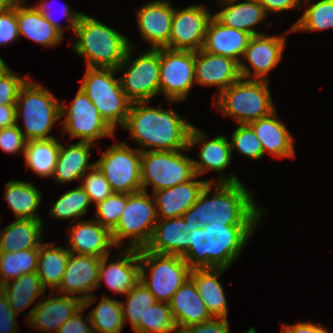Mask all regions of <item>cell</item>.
<instances>
[{
    "instance_id": "6da1fadb",
    "label": "cell",
    "mask_w": 333,
    "mask_h": 333,
    "mask_svg": "<svg viewBox=\"0 0 333 333\" xmlns=\"http://www.w3.org/2000/svg\"><path fill=\"white\" fill-rule=\"evenodd\" d=\"M260 222H212L188 233L182 256L191 270L229 268L240 256Z\"/></svg>"
},
{
    "instance_id": "7a4b0ae2",
    "label": "cell",
    "mask_w": 333,
    "mask_h": 333,
    "mask_svg": "<svg viewBox=\"0 0 333 333\" xmlns=\"http://www.w3.org/2000/svg\"><path fill=\"white\" fill-rule=\"evenodd\" d=\"M253 195L254 191H248L241 181L214 183V186L213 183H208L198 200L182 217L190 226L196 228L204 227L213 221L260 222L265 210L258 207Z\"/></svg>"
},
{
    "instance_id": "3957f363",
    "label": "cell",
    "mask_w": 333,
    "mask_h": 333,
    "mask_svg": "<svg viewBox=\"0 0 333 333\" xmlns=\"http://www.w3.org/2000/svg\"><path fill=\"white\" fill-rule=\"evenodd\" d=\"M148 102L131 103L122 128L134 141L148 149L140 151H179L188 148L192 125L172 108L146 106Z\"/></svg>"
},
{
    "instance_id": "277c9868",
    "label": "cell",
    "mask_w": 333,
    "mask_h": 333,
    "mask_svg": "<svg viewBox=\"0 0 333 333\" xmlns=\"http://www.w3.org/2000/svg\"><path fill=\"white\" fill-rule=\"evenodd\" d=\"M74 33L71 48L85 57L88 68L117 69L131 47L126 36L85 13L80 15Z\"/></svg>"
},
{
    "instance_id": "5b68a950",
    "label": "cell",
    "mask_w": 333,
    "mask_h": 333,
    "mask_svg": "<svg viewBox=\"0 0 333 333\" xmlns=\"http://www.w3.org/2000/svg\"><path fill=\"white\" fill-rule=\"evenodd\" d=\"M61 103L43 84L27 80L21 87L16 101V124L23 119L20 128L27 141L50 139L48 135L61 119Z\"/></svg>"
},
{
    "instance_id": "8992f818",
    "label": "cell",
    "mask_w": 333,
    "mask_h": 333,
    "mask_svg": "<svg viewBox=\"0 0 333 333\" xmlns=\"http://www.w3.org/2000/svg\"><path fill=\"white\" fill-rule=\"evenodd\" d=\"M269 88L268 81L241 77L215 96L213 103L218 112L231 116L238 125L249 124L276 110Z\"/></svg>"
},
{
    "instance_id": "52a82bcc",
    "label": "cell",
    "mask_w": 333,
    "mask_h": 333,
    "mask_svg": "<svg viewBox=\"0 0 333 333\" xmlns=\"http://www.w3.org/2000/svg\"><path fill=\"white\" fill-rule=\"evenodd\" d=\"M80 87L98 109L100 116L115 131L123 126L131 106L122 90L117 69L86 68Z\"/></svg>"
},
{
    "instance_id": "ba28073f",
    "label": "cell",
    "mask_w": 333,
    "mask_h": 333,
    "mask_svg": "<svg viewBox=\"0 0 333 333\" xmlns=\"http://www.w3.org/2000/svg\"><path fill=\"white\" fill-rule=\"evenodd\" d=\"M140 281L156 301L169 303L175 292L190 278L191 269L182 256L157 254L139 249ZM150 271L149 274H146Z\"/></svg>"
},
{
    "instance_id": "9c48e42d",
    "label": "cell",
    "mask_w": 333,
    "mask_h": 333,
    "mask_svg": "<svg viewBox=\"0 0 333 333\" xmlns=\"http://www.w3.org/2000/svg\"><path fill=\"white\" fill-rule=\"evenodd\" d=\"M157 221L155 202L148 191L127 194L125 209L118 224L111 231L116 248L121 249L126 238H130L128 248H145L151 240Z\"/></svg>"
},
{
    "instance_id": "30bf717a",
    "label": "cell",
    "mask_w": 333,
    "mask_h": 333,
    "mask_svg": "<svg viewBox=\"0 0 333 333\" xmlns=\"http://www.w3.org/2000/svg\"><path fill=\"white\" fill-rule=\"evenodd\" d=\"M183 151V152H182ZM179 151H141L142 190L152 192L185 183L195 176L192 158Z\"/></svg>"
},
{
    "instance_id": "8fae6325",
    "label": "cell",
    "mask_w": 333,
    "mask_h": 333,
    "mask_svg": "<svg viewBox=\"0 0 333 333\" xmlns=\"http://www.w3.org/2000/svg\"><path fill=\"white\" fill-rule=\"evenodd\" d=\"M134 44L128 49L125 60L118 66L121 87L127 99L131 102H149L154 96L160 94V48L148 47L133 61ZM128 66V68H127ZM124 68H127L124 72Z\"/></svg>"
},
{
    "instance_id": "7c38bea8",
    "label": "cell",
    "mask_w": 333,
    "mask_h": 333,
    "mask_svg": "<svg viewBox=\"0 0 333 333\" xmlns=\"http://www.w3.org/2000/svg\"><path fill=\"white\" fill-rule=\"evenodd\" d=\"M130 148L126 141L112 144L101 152L95 165L116 193L131 194L142 190L141 151Z\"/></svg>"
},
{
    "instance_id": "4fadbf2b",
    "label": "cell",
    "mask_w": 333,
    "mask_h": 333,
    "mask_svg": "<svg viewBox=\"0 0 333 333\" xmlns=\"http://www.w3.org/2000/svg\"><path fill=\"white\" fill-rule=\"evenodd\" d=\"M62 129L71 139L80 138V142L96 145V141L103 137H113L115 131L100 116L98 109L80 87L70 105L61 104Z\"/></svg>"
},
{
    "instance_id": "5bb4252c",
    "label": "cell",
    "mask_w": 333,
    "mask_h": 333,
    "mask_svg": "<svg viewBox=\"0 0 333 333\" xmlns=\"http://www.w3.org/2000/svg\"><path fill=\"white\" fill-rule=\"evenodd\" d=\"M160 94L171 103L184 101L195 81V51L160 48Z\"/></svg>"
},
{
    "instance_id": "9a60e30c",
    "label": "cell",
    "mask_w": 333,
    "mask_h": 333,
    "mask_svg": "<svg viewBox=\"0 0 333 333\" xmlns=\"http://www.w3.org/2000/svg\"><path fill=\"white\" fill-rule=\"evenodd\" d=\"M213 14L202 4L174 8L169 44L172 50H201Z\"/></svg>"
},
{
    "instance_id": "2e32d148",
    "label": "cell",
    "mask_w": 333,
    "mask_h": 333,
    "mask_svg": "<svg viewBox=\"0 0 333 333\" xmlns=\"http://www.w3.org/2000/svg\"><path fill=\"white\" fill-rule=\"evenodd\" d=\"M207 138L208 136L204 134V131L195 126L192 127L188 149L191 150L195 144H202L198 153L199 160L192 159L195 175L202 176L211 170L220 172V176L217 177L218 183L239 182L240 180L234 173L229 178L224 173L232 157V149L228 137L226 135H218L211 140Z\"/></svg>"
},
{
    "instance_id": "e0dca14e",
    "label": "cell",
    "mask_w": 333,
    "mask_h": 333,
    "mask_svg": "<svg viewBox=\"0 0 333 333\" xmlns=\"http://www.w3.org/2000/svg\"><path fill=\"white\" fill-rule=\"evenodd\" d=\"M101 259L92 255L70 253L62 281L55 291H59L58 294L78 297L87 309L97 300L96 295L89 292L97 289Z\"/></svg>"
},
{
    "instance_id": "ac0fdd59",
    "label": "cell",
    "mask_w": 333,
    "mask_h": 333,
    "mask_svg": "<svg viewBox=\"0 0 333 333\" xmlns=\"http://www.w3.org/2000/svg\"><path fill=\"white\" fill-rule=\"evenodd\" d=\"M285 42L284 35L259 34L251 36L241 59H246L252 68L242 61L240 63L241 77L268 81L269 72L281 62Z\"/></svg>"
},
{
    "instance_id": "d6986e66",
    "label": "cell",
    "mask_w": 333,
    "mask_h": 333,
    "mask_svg": "<svg viewBox=\"0 0 333 333\" xmlns=\"http://www.w3.org/2000/svg\"><path fill=\"white\" fill-rule=\"evenodd\" d=\"M122 249L121 254L116 255L109 263L110 255L102 257L97 289L105 282L110 292L125 296L140 281L139 250L125 247Z\"/></svg>"
},
{
    "instance_id": "ffe728a7",
    "label": "cell",
    "mask_w": 333,
    "mask_h": 333,
    "mask_svg": "<svg viewBox=\"0 0 333 333\" xmlns=\"http://www.w3.org/2000/svg\"><path fill=\"white\" fill-rule=\"evenodd\" d=\"M54 295L55 291H52L46 300H40L26 314V323L33 329L46 333H57L58 329L83 307V301L78 297L64 294Z\"/></svg>"
},
{
    "instance_id": "44dd1931",
    "label": "cell",
    "mask_w": 333,
    "mask_h": 333,
    "mask_svg": "<svg viewBox=\"0 0 333 333\" xmlns=\"http://www.w3.org/2000/svg\"><path fill=\"white\" fill-rule=\"evenodd\" d=\"M137 24L142 38L151 49L165 48L169 44L174 7L167 0H155L136 11Z\"/></svg>"
},
{
    "instance_id": "7402d4cb",
    "label": "cell",
    "mask_w": 333,
    "mask_h": 333,
    "mask_svg": "<svg viewBox=\"0 0 333 333\" xmlns=\"http://www.w3.org/2000/svg\"><path fill=\"white\" fill-rule=\"evenodd\" d=\"M67 234L69 245L67 249L78 255L105 257L110 255L111 247H116L111 231L95 219L78 220L71 225Z\"/></svg>"
},
{
    "instance_id": "603a6c76",
    "label": "cell",
    "mask_w": 333,
    "mask_h": 333,
    "mask_svg": "<svg viewBox=\"0 0 333 333\" xmlns=\"http://www.w3.org/2000/svg\"><path fill=\"white\" fill-rule=\"evenodd\" d=\"M241 78L240 63L234 59L204 50L195 51V81L204 86H217L218 94Z\"/></svg>"
},
{
    "instance_id": "cb8c5ba5",
    "label": "cell",
    "mask_w": 333,
    "mask_h": 333,
    "mask_svg": "<svg viewBox=\"0 0 333 333\" xmlns=\"http://www.w3.org/2000/svg\"><path fill=\"white\" fill-rule=\"evenodd\" d=\"M196 177L174 187L152 192L158 219L182 217L198 200L205 186L213 183L212 179L196 180Z\"/></svg>"
},
{
    "instance_id": "d4e9b609",
    "label": "cell",
    "mask_w": 333,
    "mask_h": 333,
    "mask_svg": "<svg viewBox=\"0 0 333 333\" xmlns=\"http://www.w3.org/2000/svg\"><path fill=\"white\" fill-rule=\"evenodd\" d=\"M276 112L275 110L270 115L253 121L248 125L261 142L264 154L268 152L277 159L295 158L294 138L281 119H278Z\"/></svg>"
},
{
    "instance_id": "484cf974",
    "label": "cell",
    "mask_w": 333,
    "mask_h": 333,
    "mask_svg": "<svg viewBox=\"0 0 333 333\" xmlns=\"http://www.w3.org/2000/svg\"><path fill=\"white\" fill-rule=\"evenodd\" d=\"M251 34L220 23L214 16L210 20L202 50L234 59L241 63Z\"/></svg>"
},
{
    "instance_id": "4316f807",
    "label": "cell",
    "mask_w": 333,
    "mask_h": 333,
    "mask_svg": "<svg viewBox=\"0 0 333 333\" xmlns=\"http://www.w3.org/2000/svg\"><path fill=\"white\" fill-rule=\"evenodd\" d=\"M193 229L196 226H190L183 217L158 219L145 248L157 254L183 256L188 251V233Z\"/></svg>"
},
{
    "instance_id": "83f0119b",
    "label": "cell",
    "mask_w": 333,
    "mask_h": 333,
    "mask_svg": "<svg viewBox=\"0 0 333 333\" xmlns=\"http://www.w3.org/2000/svg\"><path fill=\"white\" fill-rule=\"evenodd\" d=\"M169 305L179 332L185 327L212 319L191 278L175 292Z\"/></svg>"
},
{
    "instance_id": "f1b7e54d",
    "label": "cell",
    "mask_w": 333,
    "mask_h": 333,
    "mask_svg": "<svg viewBox=\"0 0 333 333\" xmlns=\"http://www.w3.org/2000/svg\"><path fill=\"white\" fill-rule=\"evenodd\" d=\"M225 270V268H205L190 272V278L212 318L228 319L227 299L224 288L218 281Z\"/></svg>"
},
{
    "instance_id": "f546056e",
    "label": "cell",
    "mask_w": 333,
    "mask_h": 333,
    "mask_svg": "<svg viewBox=\"0 0 333 333\" xmlns=\"http://www.w3.org/2000/svg\"><path fill=\"white\" fill-rule=\"evenodd\" d=\"M221 9L213 16L223 25L248 32L252 36L263 34L254 30L255 25L268 16L264 7L257 0H243L241 3L230 1L219 3Z\"/></svg>"
},
{
    "instance_id": "4dcf8cb0",
    "label": "cell",
    "mask_w": 333,
    "mask_h": 333,
    "mask_svg": "<svg viewBox=\"0 0 333 333\" xmlns=\"http://www.w3.org/2000/svg\"><path fill=\"white\" fill-rule=\"evenodd\" d=\"M96 145L88 142L77 141L75 144L60 146L57 163L53 173L56 184H67L73 180H78L87 173L95 162L90 161V149Z\"/></svg>"
},
{
    "instance_id": "1f68e13d",
    "label": "cell",
    "mask_w": 333,
    "mask_h": 333,
    "mask_svg": "<svg viewBox=\"0 0 333 333\" xmlns=\"http://www.w3.org/2000/svg\"><path fill=\"white\" fill-rule=\"evenodd\" d=\"M17 22L20 36L50 47L64 40V34L56 29L34 6L27 7L24 0H17Z\"/></svg>"
},
{
    "instance_id": "d6a6232c",
    "label": "cell",
    "mask_w": 333,
    "mask_h": 333,
    "mask_svg": "<svg viewBox=\"0 0 333 333\" xmlns=\"http://www.w3.org/2000/svg\"><path fill=\"white\" fill-rule=\"evenodd\" d=\"M42 229V219H16L4 230L0 229V252L39 248L43 243Z\"/></svg>"
},
{
    "instance_id": "836d02e7",
    "label": "cell",
    "mask_w": 333,
    "mask_h": 333,
    "mask_svg": "<svg viewBox=\"0 0 333 333\" xmlns=\"http://www.w3.org/2000/svg\"><path fill=\"white\" fill-rule=\"evenodd\" d=\"M4 199L16 219H42L37 213L42 194L36 186L26 181H8L5 184Z\"/></svg>"
},
{
    "instance_id": "e575fe53",
    "label": "cell",
    "mask_w": 333,
    "mask_h": 333,
    "mask_svg": "<svg viewBox=\"0 0 333 333\" xmlns=\"http://www.w3.org/2000/svg\"><path fill=\"white\" fill-rule=\"evenodd\" d=\"M70 253L63 246H55L48 242L41 244L36 273L45 289L57 290L66 270Z\"/></svg>"
},
{
    "instance_id": "d590c367",
    "label": "cell",
    "mask_w": 333,
    "mask_h": 333,
    "mask_svg": "<svg viewBox=\"0 0 333 333\" xmlns=\"http://www.w3.org/2000/svg\"><path fill=\"white\" fill-rule=\"evenodd\" d=\"M0 290L17 315L26 310L36 299L38 303V297L43 296L46 291L36 272L23 274L17 279L8 281L0 286Z\"/></svg>"
},
{
    "instance_id": "8d00e7d4",
    "label": "cell",
    "mask_w": 333,
    "mask_h": 333,
    "mask_svg": "<svg viewBox=\"0 0 333 333\" xmlns=\"http://www.w3.org/2000/svg\"><path fill=\"white\" fill-rule=\"evenodd\" d=\"M56 137L27 141L24 150L25 165L42 178L52 177L60 151Z\"/></svg>"
},
{
    "instance_id": "74e56055",
    "label": "cell",
    "mask_w": 333,
    "mask_h": 333,
    "mask_svg": "<svg viewBox=\"0 0 333 333\" xmlns=\"http://www.w3.org/2000/svg\"><path fill=\"white\" fill-rule=\"evenodd\" d=\"M88 315L93 333H121L125 326L121 302L104 294Z\"/></svg>"
},
{
    "instance_id": "f35d334b",
    "label": "cell",
    "mask_w": 333,
    "mask_h": 333,
    "mask_svg": "<svg viewBox=\"0 0 333 333\" xmlns=\"http://www.w3.org/2000/svg\"><path fill=\"white\" fill-rule=\"evenodd\" d=\"M39 248L0 252V286L27 273L36 272Z\"/></svg>"
},
{
    "instance_id": "ab89813d",
    "label": "cell",
    "mask_w": 333,
    "mask_h": 333,
    "mask_svg": "<svg viewBox=\"0 0 333 333\" xmlns=\"http://www.w3.org/2000/svg\"><path fill=\"white\" fill-rule=\"evenodd\" d=\"M306 10L286 33L298 31H322L333 28V0H320L312 5L304 1Z\"/></svg>"
},
{
    "instance_id": "60d3db41",
    "label": "cell",
    "mask_w": 333,
    "mask_h": 333,
    "mask_svg": "<svg viewBox=\"0 0 333 333\" xmlns=\"http://www.w3.org/2000/svg\"><path fill=\"white\" fill-rule=\"evenodd\" d=\"M126 295L125 303H121L124 324L129 321L135 333H140V321H144L145 313L156 299L149 289L139 281Z\"/></svg>"
},
{
    "instance_id": "b9f144b4",
    "label": "cell",
    "mask_w": 333,
    "mask_h": 333,
    "mask_svg": "<svg viewBox=\"0 0 333 333\" xmlns=\"http://www.w3.org/2000/svg\"><path fill=\"white\" fill-rule=\"evenodd\" d=\"M90 204L88 195L79 184L76 188L67 190L53 203L49 215L58 219H71L74 223L88 212Z\"/></svg>"
},
{
    "instance_id": "7bdbcfd3",
    "label": "cell",
    "mask_w": 333,
    "mask_h": 333,
    "mask_svg": "<svg viewBox=\"0 0 333 333\" xmlns=\"http://www.w3.org/2000/svg\"><path fill=\"white\" fill-rule=\"evenodd\" d=\"M173 332L179 333L169 303L156 301L148 308L144 321H140V333Z\"/></svg>"
},
{
    "instance_id": "ee69618b",
    "label": "cell",
    "mask_w": 333,
    "mask_h": 333,
    "mask_svg": "<svg viewBox=\"0 0 333 333\" xmlns=\"http://www.w3.org/2000/svg\"><path fill=\"white\" fill-rule=\"evenodd\" d=\"M127 202L126 193L113 192L96 206L95 220L112 231L118 224Z\"/></svg>"
},
{
    "instance_id": "f6af8a7d",
    "label": "cell",
    "mask_w": 333,
    "mask_h": 333,
    "mask_svg": "<svg viewBox=\"0 0 333 333\" xmlns=\"http://www.w3.org/2000/svg\"><path fill=\"white\" fill-rule=\"evenodd\" d=\"M231 149L251 159H261L264 155L261 142L248 124H240L231 135Z\"/></svg>"
},
{
    "instance_id": "bcb514c9",
    "label": "cell",
    "mask_w": 333,
    "mask_h": 333,
    "mask_svg": "<svg viewBox=\"0 0 333 333\" xmlns=\"http://www.w3.org/2000/svg\"><path fill=\"white\" fill-rule=\"evenodd\" d=\"M81 180L83 181H80V186L88 195L90 202H94L95 205L113 193L110 183L96 165L87 174L85 173Z\"/></svg>"
},
{
    "instance_id": "7dc6e473",
    "label": "cell",
    "mask_w": 333,
    "mask_h": 333,
    "mask_svg": "<svg viewBox=\"0 0 333 333\" xmlns=\"http://www.w3.org/2000/svg\"><path fill=\"white\" fill-rule=\"evenodd\" d=\"M29 74L20 77L7 65L0 71V105L16 104L21 87L29 79Z\"/></svg>"
},
{
    "instance_id": "c3c4849f",
    "label": "cell",
    "mask_w": 333,
    "mask_h": 333,
    "mask_svg": "<svg viewBox=\"0 0 333 333\" xmlns=\"http://www.w3.org/2000/svg\"><path fill=\"white\" fill-rule=\"evenodd\" d=\"M20 39L17 22V0L13 5L0 12V46H6Z\"/></svg>"
},
{
    "instance_id": "681fc988",
    "label": "cell",
    "mask_w": 333,
    "mask_h": 333,
    "mask_svg": "<svg viewBox=\"0 0 333 333\" xmlns=\"http://www.w3.org/2000/svg\"><path fill=\"white\" fill-rule=\"evenodd\" d=\"M18 124L0 129V148L8 154L23 153L27 140Z\"/></svg>"
},
{
    "instance_id": "f907efd6",
    "label": "cell",
    "mask_w": 333,
    "mask_h": 333,
    "mask_svg": "<svg viewBox=\"0 0 333 333\" xmlns=\"http://www.w3.org/2000/svg\"><path fill=\"white\" fill-rule=\"evenodd\" d=\"M49 4H47L46 0H41L39 4L37 3L34 5V8L41 13L44 18L49 21L56 29H58L62 34L64 33L65 25L62 26L58 20L53 18V12L50 7H48ZM62 15L67 19V22L69 23L68 26L71 28L72 32H75V28L77 26L78 19L82 12H77L71 9V7L68 4H65L61 7Z\"/></svg>"
},
{
    "instance_id": "816d5d0a",
    "label": "cell",
    "mask_w": 333,
    "mask_h": 333,
    "mask_svg": "<svg viewBox=\"0 0 333 333\" xmlns=\"http://www.w3.org/2000/svg\"><path fill=\"white\" fill-rule=\"evenodd\" d=\"M16 316L7 297L0 290V333H18Z\"/></svg>"
},
{
    "instance_id": "f5cc1de1",
    "label": "cell",
    "mask_w": 333,
    "mask_h": 333,
    "mask_svg": "<svg viewBox=\"0 0 333 333\" xmlns=\"http://www.w3.org/2000/svg\"><path fill=\"white\" fill-rule=\"evenodd\" d=\"M179 333H229V321L212 318L209 321L185 327Z\"/></svg>"
},
{
    "instance_id": "db71d44e",
    "label": "cell",
    "mask_w": 333,
    "mask_h": 333,
    "mask_svg": "<svg viewBox=\"0 0 333 333\" xmlns=\"http://www.w3.org/2000/svg\"><path fill=\"white\" fill-rule=\"evenodd\" d=\"M85 307L69 318L57 331V333H93L89 315L85 320L82 317ZM88 322H87V321ZM90 325V326H89Z\"/></svg>"
},
{
    "instance_id": "11a10c76",
    "label": "cell",
    "mask_w": 333,
    "mask_h": 333,
    "mask_svg": "<svg viewBox=\"0 0 333 333\" xmlns=\"http://www.w3.org/2000/svg\"><path fill=\"white\" fill-rule=\"evenodd\" d=\"M263 7L265 12L279 13L295 8H302V3L299 0H257Z\"/></svg>"
},
{
    "instance_id": "9f6ffc18",
    "label": "cell",
    "mask_w": 333,
    "mask_h": 333,
    "mask_svg": "<svg viewBox=\"0 0 333 333\" xmlns=\"http://www.w3.org/2000/svg\"><path fill=\"white\" fill-rule=\"evenodd\" d=\"M281 333H331L320 323L313 324L312 322H297L295 324H283Z\"/></svg>"
},
{
    "instance_id": "6f0895ef",
    "label": "cell",
    "mask_w": 333,
    "mask_h": 333,
    "mask_svg": "<svg viewBox=\"0 0 333 333\" xmlns=\"http://www.w3.org/2000/svg\"><path fill=\"white\" fill-rule=\"evenodd\" d=\"M16 125V104L0 105V129Z\"/></svg>"
},
{
    "instance_id": "680465c9",
    "label": "cell",
    "mask_w": 333,
    "mask_h": 333,
    "mask_svg": "<svg viewBox=\"0 0 333 333\" xmlns=\"http://www.w3.org/2000/svg\"><path fill=\"white\" fill-rule=\"evenodd\" d=\"M15 0H0V12L6 10L13 5Z\"/></svg>"
},
{
    "instance_id": "91938a15",
    "label": "cell",
    "mask_w": 333,
    "mask_h": 333,
    "mask_svg": "<svg viewBox=\"0 0 333 333\" xmlns=\"http://www.w3.org/2000/svg\"><path fill=\"white\" fill-rule=\"evenodd\" d=\"M6 66H7L6 62L0 57V71Z\"/></svg>"
},
{
    "instance_id": "94428289",
    "label": "cell",
    "mask_w": 333,
    "mask_h": 333,
    "mask_svg": "<svg viewBox=\"0 0 333 333\" xmlns=\"http://www.w3.org/2000/svg\"><path fill=\"white\" fill-rule=\"evenodd\" d=\"M242 333H256L255 327H251L248 331H244Z\"/></svg>"
},
{
    "instance_id": "6125c7cd",
    "label": "cell",
    "mask_w": 333,
    "mask_h": 333,
    "mask_svg": "<svg viewBox=\"0 0 333 333\" xmlns=\"http://www.w3.org/2000/svg\"><path fill=\"white\" fill-rule=\"evenodd\" d=\"M230 1H237V0H218L219 3H226V2H230ZM240 1V0H238Z\"/></svg>"
},
{
    "instance_id": "be15d7a7",
    "label": "cell",
    "mask_w": 333,
    "mask_h": 333,
    "mask_svg": "<svg viewBox=\"0 0 333 333\" xmlns=\"http://www.w3.org/2000/svg\"><path fill=\"white\" fill-rule=\"evenodd\" d=\"M302 3V7L305 6L303 3L304 1H309V0H299Z\"/></svg>"
}]
</instances>
